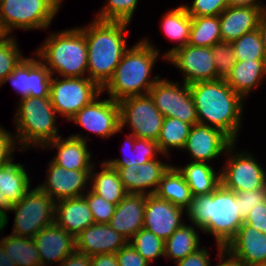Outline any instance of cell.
Instances as JSON below:
<instances>
[{
  "instance_id": "obj_1",
  "label": "cell",
  "mask_w": 266,
  "mask_h": 266,
  "mask_svg": "<svg viewBox=\"0 0 266 266\" xmlns=\"http://www.w3.org/2000/svg\"><path fill=\"white\" fill-rule=\"evenodd\" d=\"M186 216L197 229L211 234L223 252L244 223L239 215L238 195L220 184L212 193L193 196Z\"/></svg>"
},
{
  "instance_id": "obj_2",
  "label": "cell",
  "mask_w": 266,
  "mask_h": 266,
  "mask_svg": "<svg viewBox=\"0 0 266 266\" xmlns=\"http://www.w3.org/2000/svg\"><path fill=\"white\" fill-rule=\"evenodd\" d=\"M189 88L199 124L216 127L236 142L245 100L225 80L197 82Z\"/></svg>"
},
{
  "instance_id": "obj_3",
  "label": "cell",
  "mask_w": 266,
  "mask_h": 266,
  "mask_svg": "<svg viewBox=\"0 0 266 266\" xmlns=\"http://www.w3.org/2000/svg\"><path fill=\"white\" fill-rule=\"evenodd\" d=\"M127 22L93 19L87 27H79L88 46L87 77L103 88L112 78L122 56L129 49L126 45Z\"/></svg>"
},
{
  "instance_id": "obj_4",
  "label": "cell",
  "mask_w": 266,
  "mask_h": 266,
  "mask_svg": "<svg viewBox=\"0 0 266 266\" xmlns=\"http://www.w3.org/2000/svg\"><path fill=\"white\" fill-rule=\"evenodd\" d=\"M159 49L148 39H142L129 48L122 56L112 78L102 88L114 101L137 95L149 94L150 89L160 78H151L150 73L158 60ZM142 91V92H141Z\"/></svg>"
},
{
  "instance_id": "obj_5",
  "label": "cell",
  "mask_w": 266,
  "mask_h": 266,
  "mask_svg": "<svg viewBox=\"0 0 266 266\" xmlns=\"http://www.w3.org/2000/svg\"><path fill=\"white\" fill-rule=\"evenodd\" d=\"M35 55L52 76L87 77L83 75L88 73V46L79 27L52 33Z\"/></svg>"
},
{
  "instance_id": "obj_6",
  "label": "cell",
  "mask_w": 266,
  "mask_h": 266,
  "mask_svg": "<svg viewBox=\"0 0 266 266\" xmlns=\"http://www.w3.org/2000/svg\"><path fill=\"white\" fill-rule=\"evenodd\" d=\"M19 102L13 119L16 125L15 133L17 132L15 138L21 149L25 151L36 146L43 148L48 142L59 137L55 123L57 113L50 97L28 96L20 98Z\"/></svg>"
},
{
  "instance_id": "obj_7",
  "label": "cell",
  "mask_w": 266,
  "mask_h": 266,
  "mask_svg": "<svg viewBox=\"0 0 266 266\" xmlns=\"http://www.w3.org/2000/svg\"><path fill=\"white\" fill-rule=\"evenodd\" d=\"M62 0H0V29H46L56 16Z\"/></svg>"
},
{
  "instance_id": "obj_8",
  "label": "cell",
  "mask_w": 266,
  "mask_h": 266,
  "mask_svg": "<svg viewBox=\"0 0 266 266\" xmlns=\"http://www.w3.org/2000/svg\"><path fill=\"white\" fill-rule=\"evenodd\" d=\"M56 202L37 186L30 189L19 201L12 204L15 212L11 234L33 238L40 230L54 223Z\"/></svg>"
},
{
  "instance_id": "obj_9",
  "label": "cell",
  "mask_w": 266,
  "mask_h": 266,
  "mask_svg": "<svg viewBox=\"0 0 266 266\" xmlns=\"http://www.w3.org/2000/svg\"><path fill=\"white\" fill-rule=\"evenodd\" d=\"M59 78L52 76L49 97L55 112L67 121L103 92L102 88L88 77Z\"/></svg>"
},
{
  "instance_id": "obj_10",
  "label": "cell",
  "mask_w": 266,
  "mask_h": 266,
  "mask_svg": "<svg viewBox=\"0 0 266 266\" xmlns=\"http://www.w3.org/2000/svg\"><path fill=\"white\" fill-rule=\"evenodd\" d=\"M118 104L120 130L129 124L131 134L136 138L157 141L164 116L149 94L130 96L118 101Z\"/></svg>"
},
{
  "instance_id": "obj_11",
  "label": "cell",
  "mask_w": 266,
  "mask_h": 266,
  "mask_svg": "<svg viewBox=\"0 0 266 266\" xmlns=\"http://www.w3.org/2000/svg\"><path fill=\"white\" fill-rule=\"evenodd\" d=\"M235 142L227 149L228 161L220 171L221 184L234 192L257 190L266 186V171L250 152H235Z\"/></svg>"
},
{
  "instance_id": "obj_12",
  "label": "cell",
  "mask_w": 266,
  "mask_h": 266,
  "mask_svg": "<svg viewBox=\"0 0 266 266\" xmlns=\"http://www.w3.org/2000/svg\"><path fill=\"white\" fill-rule=\"evenodd\" d=\"M155 106L164 117H173L191 125L199 124L189 85L158 79L149 91Z\"/></svg>"
},
{
  "instance_id": "obj_13",
  "label": "cell",
  "mask_w": 266,
  "mask_h": 266,
  "mask_svg": "<svg viewBox=\"0 0 266 266\" xmlns=\"http://www.w3.org/2000/svg\"><path fill=\"white\" fill-rule=\"evenodd\" d=\"M166 60L183 73L182 83L190 85L217 80L211 47H195L187 44L175 50Z\"/></svg>"
},
{
  "instance_id": "obj_14",
  "label": "cell",
  "mask_w": 266,
  "mask_h": 266,
  "mask_svg": "<svg viewBox=\"0 0 266 266\" xmlns=\"http://www.w3.org/2000/svg\"><path fill=\"white\" fill-rule=\"evenodd\" d=\"M99 97L100 95L68 121H73L102 138H109L121 131L119 104L111 98L99 100Z\"/></svg>"
},
{
  "instance_id": "obj_15",
  "label": "cell",
  "mask_w": 266,
  "mask_h": 266,
  "mask_svg": "<svg viewBox=\"0 0 266 266\" xmlns=\"http://www.w3.org/2000/svg\"><path fill=\"white\" fill-rule=\"evenodd\" d=\"M52 75L38 58H24L19 65L2 82L7 81L13 85L20 98L24 97H49Z\"/></svg>"
},
{
  "instance_id": "obj_16",
  "label": "cell",
  "mask_w": 266,
  "mask_h": 266,
  "mask_svg": "<svg viewBox=\"0 0 266 266\" xmlns=\"http://www.w3.org/2000/svg\"><path fill=\"white\" fill-rule=\"evenodd\" d=\"M234 141L222 130L202 124L192 125L183 150L190 153L193 162L209 163L218 158Z\"/></svg>"
},
{
  "instance_id": "obj_17",
  "label": "cell",
  "mask_w": 266,
  "mask_h": 266,
  "mask_svg": "<svg viewBox=\"0 0 266 266\" xmlns=\"http://www.w3.org/2000/svg\"><path fill=\"white\" fill-rule=\"evenodd\" d=\"M48 165L46 182L39 184L38 188L55 202L85 194L82 191L87 189L86 185L90 181L92 170H67L52 160Z\"/></svg>"
},
{
  "instance_id": "obj_18",
  "label": "cell",
  "mask_w": 266,
  "mask_h": 266,
  "mask_svg": "<svg viewBox=\"0 0 266 266\" xmlns=\"http://www.w3.org/2000/svg\"><path fill=\"white\" fill-rule=\"evenodd\" d=\"M184 210L155 194L146 195L143 228L165 241L184 224Z\"/></svg>"
},
{
  "instance_id": "obj_19",
  "label": "cell",
  "mask_w": 266,
  "mask_h": 266,
  "mask_svg": "<svg viewBox=\"0 0 266 266\" xmlns=\"http://www.w3.org/2000/svg\"><path fill=\"white\" fill-rule=\"evenodd\" d=\"M224 251L243 266L266 264V234L243 223Z\"/></svg>"
},
{
  "instance_id": "obj_20",
  "label": "cell",
  "mask_w": 266,
  "mask_h": 266,
  "mask_svg": "<svg viewBox=\"0 0 266 266\" xmlns=\"http://www.w3.org/2000/svg\"><path fill=\"white\" fill-rule=\"evenodd\" d=\"M170 166L153 159L140 165L120 167L117 171L127 193L151 195L156 192L163 174Z\"/></svg>"
},
{
  "instance_id": "obj_21",
  "label": "cell",
  "mask_w": 266,
  "mask_h": 266,
  "mask_svg": "<svg viewBox=\"0 0 266 266\" xmlns=\"http://www.w3.org/2000/svg\"><path fill=\"white\" fill-rule=\"evenodd\" d=\"M40 255L41 266L59 264L70 254L76 252V237L59 227L55 222L40 230L34 237Z\"/></svg>"
},
{
  "instance_id": "obj_22",
  "label": "cell",
  "mask_w": 266,
  "mask_h": 266,
  "mask_svg": "<svg viewBox=\"0 0 266 266\" xmlns=\"http://www.w3.org/2000/svg\"><path fill=\"white\" fill-rule=\"evenodd\" d=\"M127 244L128 240L106 223H94L76 236L77 252L90 257L117 253Z\"/></svg>"
},
{
  "instance_id": "obj_23",
  "label": "cell",
  "mask_w": 266,
  "mask_h": 266,
  "mask_svg": "<svg viewBox=\"0 0 266 266\" xmlns=\"http://www.w3.org/2000/svg\"><path fill=\"white\" fill-rule=\"evenodd\" d=\"M25 166L10 161L0 168V216L3 218V227L8 224L7 211L12 204L19 202L30 190V179Z\"/></svg>"
},
{
  "instance_id": "obj_24",
  "label": "cell",
  "mask_w": 266,
  "mask_h": 266,
  "mask_svg": "<svg viewBox=\"0 0 266 266\" xmlns=\"http://www.w3.org/2000/svg\"><path fill=\"white\" fill-rule=\"evenodd\" d=\"M88 140V137H83L77 133L65 139L59 136L48 142L43 150L50 146L56 147L58 152L52 161L67 170H92L94 164L90 160L91 153L87 148Z\"/></svg>"
},
{
  "instance_id": "obj_25",
  "label": "cell",
  "mask_w": 266,
  "mask_h": 266,
  "mask_svg": "<svg viewBox=\"0 0 266 266\" xmlns=\"http://www.w3.org/2000/svg\"><path fill=\"white\" fill-rule=\"evenodd\" d=\"M146 195L127 194L115 208L108 223L128 241L143 228Z\"/></svg>"
},
{
  "instance_id": "obj_26",
  "label": "cell",
  "mask_w": 266,
  "mask_h": 266,
  "mask_svg": "<svg viewBox=\"0 0 266 266\" xmlns=\"http://www.w3.org/2000/svg\"><path fill=\"white\" fill-rule=\"evenodd\" d=\"M262 9L228 6L219 15L222 41L232 43L245 33L257 29Z\"/></svg>"
},
{
  "instance_id": "obj_27",
  "label": "cell",
  "mask_w": 266,
  "mask_h": 266,
  "mask_svg": "<svg viewBox=\"0 0 266 266\" xmlns=\"http://www.w3.org/2000/svg\"><path fill=\"white\" fill-rule=\"evenodd\" d=\"M54 222L75 237L95 223L83 196L56 201Z\"/></svg>"
},
{
  "instance_id": "obj_28",
  "label": "cell",
  "mask_w": 266,
  "mask_h": 266,
  "mask_svg": "<svg viewBox=\"0 0 266 266\" xmlns=\"http://www.w3.org/2000/svg\"><path fill=\"white\" fill-rule=\"evenodd\" d=\"M266 75V60L236 61L226 83L243 99L261 85ZM260 84V85H259Z\"/></svg>"
},
{
  "instance_id": "obj_29",
  "label": "cell",
  "mask_w": 266,
  "mask_h": 266,
  "mask_svg": "<svg viewBox=\"0 0 266 266\" xmlns=\"http://www.w3.org/2000/svg\"><path fill=\"white\" fill-rule=\"evenodd\" d=\"M184 177L193 196L212 193L220 184V173L209 163L189 162L184 167L175 166Z\"/></svg>"
},
{
  "instance_id": "obj_30",
  "label": "cell",
  "mask_w": 266,
  "mask_h": 266,
  "mask_svg": "<svg viewBox=\"0 0 266 266\" xmlns=\"http://www.w3.org/2000/svg\"><path fill=\"white\" fill-rule=\"evenodd\" d=\"M154 194L185 210L190 206L193 198L191 190L184 177L173 165H171L163 174Z\"/></svg>"
},
{
  "instance_id": "obj_31",
  "label": "cell",
  "mask_w": 266,
  "mask_h": 266,
  "mask_svg": "<svg viewBox=\"0 0 266 266\" xmlns=\"http://www.w3.org/2000/svg\"><path fill=\"white\" fill-rule=\"evenodd\" d=\"M126 139L123 152L127 150L128 155L125 151L124 158L104 161L115 170H118L120 167L144 164L156 159V155L161 153L157 141L136 138L133 134H129Z\"/></svg>"
},
{
  "instance_id": "obj_32",
  "label": "cell",
  "mask_w": 266,
  "mask_h": 266,
  "mask_svg": "<svg viewBox=\"0 0 266 266\" xmlns=\"http://www.w3.org/2000/svg\"><path fill=\"white\" fill-rule=\"evenodd\" d=\"M165 14L161 21L163 33H165L171 41L174 40L175 42H179L178 45L172 47L163 55L162 58L167 59L175 50L188 44L192 17L186 12L183 5H179Z\"/></svg>"
},
{
  "instance_id": "obj_33",
  "label": "cell",
  "mask_w": 266,
  "mask_h": 266,
  "mask_svg": "<svg viewBox=\"0 0 266 266\" xmlns=\"http://www.w3.org/2000/svg\"><path fill=\"white\" fill-rule=\"evenodd\" d=\"M100 166L103 169L99 173H95L93 169L91 171L90 182H92V187L90 188L109 203L117 205L128 193L120 180L117 170L111 168L104 161Z\"/></svg>"
},
{
  "instance_id": "obj_34",
  "label": "cell",
  "mask_w": 266,
  "mask_h": 266,
  "mask_svg": "<svg viewBox=\"0 0 266 266\" xmlns=\"http://www.w3.org/2000/svg\"><path fill=\"white\" fill-rule=\"evenodd\" d=\"M198 234L193 225L184 223L165 240L164 257L176 263L197 251L200 248V236Z\"/></svg>"
},
{
  "instance_id": "obj_35",
  "label": "cell",
  "mask_w": 266,
  "mask_h": 266,
  "mask_svg": "<svg viewBox=\"0 0 266 266\" xmlns=\"http://www.w3.org/2000/svg\"><path fill=\"white\" fill-rule=\"evenodd\" d=\"M7 256L17 266H41L40 255L33 238L10 234L0 239Z\"/></svg>"
},
{
  "instance_id": "obj_36",
  "label": "cell",
  "mask_w": 266,
  "mask_h": 266,
  "mask_svg": "<svg viewBox=\"0 0 266 266\" xmlns=\"http://www.w3.org/2000/svg\"><path fill=\"white\" fill-rule=\"evenodd\" d=\"M191 124L173 117H164L163 124L157 139L158 147L162 155L167 156L170 148L183 151Z\"/></svg>"
},
{
  "instance_id": "obj_37",
  "label": "cell",
  "mask_w": 266,
  "mask_h": 266,
  "mask_svg": "<svg viewBox=\"0 0 266 266\" xmlns=\"http://www.w3.org/2000/svg\"><path fill=\"white\" fill-rule=\"evenodd\" d=\"M222 41L219 16L192 17L188 44L195 47H212Z\"/></svg>"
},
{
  "instance_id": "obj_38",
  "label": "cell",
  "mask_w": 266,
  "mask_h": 266,
  "mask_svg": "<svg viewBox=\"0 0 266 266\" xmlns=\"http://www.w3.org/2000/svg\"><path fill=\"white\" fill-rule=\"evenodd\" d=\"M236 61L266 60L262 38L258 29L245 33L232 42Z\"/></svg>"
},
{
  "instance_id": "obj_39",
  "label": "cell",
  "mask_w": 266,
  "mask_h": 266,
  "mask_svg": "<svg viewBox=\"0 0 266 266\" xmlns=\"http://www.w3.org/2000/svg\"><path fill=\"white\" fill-rule=\"evenodd\" d=\"M128 243L149 263L164 256L165 241L144 228L139 230Z\"/></svg>"
},
{
  "instance_id": "obj_40",
  "label": "cell",
  "mask_w": 266,
  "mask_h": 266,
  "mask_svg": "<svg viewBox=\"0 0 266 266\" xmlns=\"http://www.w3.org/2000/svg\"><path fill=\"white\" fill-rule=\"evenodd\" d=\"M14 36L4 35L0 38V87L3 80L13 72L23 57Z\"/></svg>"
},
{
  "instance_id": "obj_41",
  "label": "cell",
  "mask_w": 266,
  "mask_h": 266,
  "mask_svg": "<svg viewBox=\"0 0 266 266\" xmlns=\"http://www.w3.org/2000/svg\"><path fill=\"white\" fill-rule=\"evenodd\" d=\"M95 19L130 23L138 5V0H107Z\"/></svg>"
},
{
  "instance_id": "obj_42",
  "label": "cell",
  "mask_w": 266,
  "mask_h": 266,
  "mask_svg": "<svg viewBox=\"0 0 266 266\" xmlns=\"http://www.w3.org/2000/svg\"><path fill=\"white\" fill-rule=\"evenodd\" d=\"M217 80H226L236 63L235 50L232 43L220 41L211 47Z\"/></svg>"
},
{
  "instance_id": "obj_43",
  "label": "cell",
  "mask_w": 266,
  "mask_h": 266,
  "mask_svg": "<svg viewBox=\"0 0 266 266\" xmlns=\"http://www.w3.org/2000/svg\"><path fill=\"white\" fill-rule=\"evenodd\" d=\"M83 197L86 199L95 223L108 224L115 212L116 204L109 203L91 189Z\"/></svg>"
},
{
  "instance_id": "obj_44",
  "label": "cell",
  "mask_w": 266,
  "mask_h": 266,
  "mask_svg": "<svg viewBox=\"0 0 266 266\" xmlns=\"http://www.w3.org/2000/svg\"><path fill=\"white\" fill-rule=\"evenodd\" d=\"M191 17L219 16L228 6V0H193L191 5H183Z\"/></svg>"
},
{
  "instance_id": "obj_45",
  "label": "cell",
  "mask_w": 266,
  "mask_h": 266,
  "mask_svg": "<svg viewBox=\"0 0 266 266\" xmlns=\"http://www.w3.org/2000/svg\"><path fill=\"white\" fill-rule=\"evenodd\" d=\"M236 194L238 195L239 215L244 221L250 210L266 201V186L257 190L237 192Z\"/></svg>"
},
{
  "instance_id": "obj_46",
  "label": "cell",
  "mask_w": 266,
  "mask_h": 266,
  "mask_svg": "<svg viewBox=\"0 0 266 266\" xmlns=\"http://www.w3.org/2000/svg\"><path fill=\"white\" fill-rule=\"evenodd\" d=\"M12 133L0 126V168L14 161L13 152L18 148L16 138Z\"/></svg>"
},
{
  "instance_id": "obj_47",
  "label": "cell",
  "mask_w": 266,
  "mask_h": 266,
  "mask_svg": "<svg viewBox=\"0 0 266 266\" xmlns=\"http://www.w3.org/2000/svg\"><path fill=\"white\" fill-rule=\"evenodd\" d=\"M119 266H149L146 261L129 243L116 253Z\"/></svg>"
},
{
  "instance_id": "obj_48",
  "label": "cell",
  "mask_w": 266,
  "mask_h": 266,
  "mask_svg": "<svg viewBox=\"0 0 266 266\" xmlns=\"http://www.w3.org/2000/svg\"><path fill=\"white\" fill-rule=\"evenodd\" d=\"M244 223L266 234V201L250 210Z\"/></svg>"
},
{
  "instance_id": "obj_49",
  "label": "cell",
  "mask_w": 266,
  "mask_h": 266,
  "mask_svg": "<svg viewBox=\"0 0 266 266\" xmlns=\"http://www.w3.org/2000/svg\"><path fill=\"white\" fill-rule=\"evenodd\" d=\"M208 249L199 248L192 254H189L183 260H180L176 266H211Z\"/></svg>"
},
{
  "instance_id": "obj_50",
  "label": "cell",
  "mask_w": 266,
  "mask_h": 266,
  "mask_svg": "<svg viewBox=\"0 0 266 266\" xmlns=\"http://www.w3.org/2000/svg\"><path fill=\"white\" fill-rule=\"evenodd\" d=\"M90 262V256L76 251L66 257L59 266H90Z\"/></svg>"
},
{
  "instance_id": "obj_51",
  "label": "cell",
  "mask_w": 266,
  "mask_h": 266,
  "mask_svg": "<svg viewBox=\"0 0 266 266\" xmlns=\"http://www.w3.org/2000/svg\"><path fill=\"white\" fill-rule=\"evenodd\" d=\"M90 266H119L116 253L91 256Z\"/></svg>"
},
{
  "instance_id": "obj_52",
  "label": "cell",
  "mask_w": 266,
  "mask_h": 266,
  "mask_svg": "<svg viewBox=\"0 0 266 266\" xmlns=\"http://www.w3.org/2000/svg\"><path fill=\"white\" fill-rule=\"evenodd\" d=\"M229 6L232 7H265L262 5V1L258 0H228Z\"/></svg>"
},
{
  "instance_id": "obj_53",
  "label": "cell",
  "mask_w": 266,
  "mask_h": 266,
  "mask_svg": "<svg viewBox=\"0 0 266 266\" xmlns=\"http://www.w3.org/2000/svg\"><path fill=\"white\" fill-rule=\"evenodd\" d=\"M257 29L260 32L262 42H263L264 51L266 53V6L263 7V9L261 11V15H260V19H259V25H258Z\"/></svg>"
},
{
  "instance_id": "obj_54",
  "label": "cell",
  "mask_w": 266,
  "mask_h": 266,
  "mask_svg": "<svg viewBox=\"0 0 266 266\" xmlns=\"http://www.w3.org/2000/svg\"><path fill=\"white\" fill-rule=\"evenodd\" d=\"M218 257L220 262L215 266H243L240 265L235 259L230 257L228 254H226L225 251L219 252Z\"/></svg>"
},
{
  "instance_id": "obj_55",
  "label": "cell",
  "mask_w": 266,
  "mask_h": 266,
  "mask_svg": "<svg viewBox=\"0 0 266 266\" xmlns=\"http://www.w3.org/2000/svg\"><path fill=\"white\" fill-rule=\"evenodd\" d=\"M0 266H17L10 257L7 256L0 241Z\"/></svg>"
},
{
  "instance_id": "obj_56",
  "label": "cell",
  "mask_w": 266,
  "mask_h": 266,
  "mask_svg": "<svg viewBox=\"0 0 266 266\" xmlns=\"http://www.w3.org/2000/svg\"><path fill=\"white\" fill-rule=\"evenodd\" d=\"M1 231H4V227H3V218L0 216V233Z\"/></svg>"
},
{
  "instance_id": "obj_57",
  "label": "cell",
  "mask_w": 266,
  "mask_h": 266,
  "mask_svg": "<svg viewBox=\"0 0 266 266\" xmlns=\"http://www.w3.org/2000/svg\"><path fill=\"white\" fill-rule=\"evenodd\" d=\"M248 266H266V264H251V265H248Z\"/></svg>"
},
{
  "instance_id": "obj_58",
  "label": "cell",
  "mask_w": 266,
  "mask_h": 266,
  "mask_svg": "<svg viewBox=\"0 0 266 266\" xmlns=\"http://www.w3.org/2000/svg\"><path fill=\"white\" fill-rule=\"evenodd\" d=\"M4 36L2 30L0 29V38H2Z\"/></svg>"
}]
</instances>
